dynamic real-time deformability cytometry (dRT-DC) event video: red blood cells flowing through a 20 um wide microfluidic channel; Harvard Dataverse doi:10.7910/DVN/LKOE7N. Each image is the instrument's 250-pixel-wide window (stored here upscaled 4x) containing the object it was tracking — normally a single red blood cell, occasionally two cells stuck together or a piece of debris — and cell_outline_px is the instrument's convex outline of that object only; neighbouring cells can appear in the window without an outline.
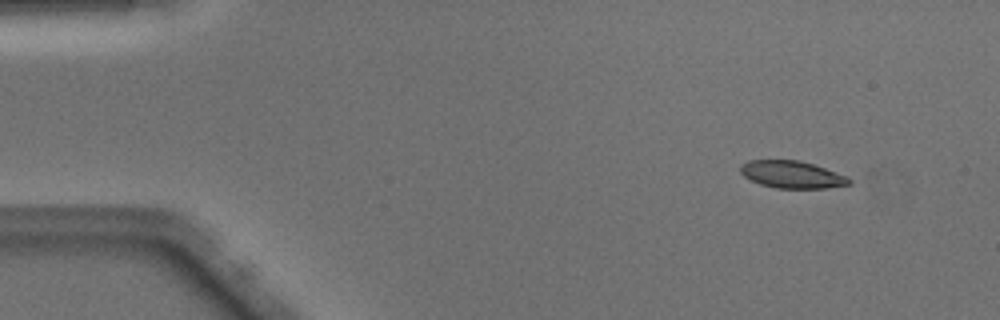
{"species": "Egyptian fruit bat (a non-hibernating species)", "species_latin": "Rousettus aegyptiacus", "temperature_condition": "warm", "stored_images_in_passage": 46, "camera_frame_rate_fps": 3000, "um_per_image_px": 0.085, "animal": {"sex": "male"}, "frame": {"image": 1, "passage_image": 2, "time_ms": 0.333, "image_size_px": [1000, 320], "cell_outline_px": [[852, 184], [824, 188], [776, 188], [760, 184], [744, 176], [740, 172], [740, 164], [748, 160], [800, 160], [848, 176], [852, 180]], "centroid_in_image_um": [67.32, 14.83], "position_along_channel_um": 17.7, "area_um2": 17.28}}
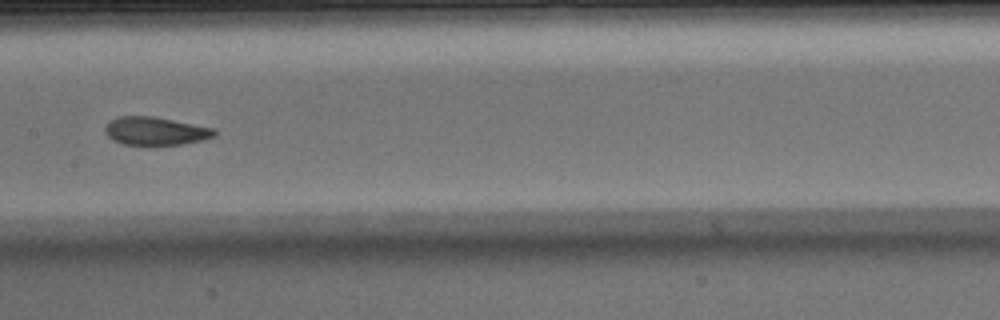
{"frame": {"image": 2, "passage_image": 22, "time_ms": 7.0, "image_size_px": [1000, 320], "cell_outline_px": [[216, 136], [204, 140], [180, 144], [152, 148], [148, 148], [124, 144], [112, 140], [104, 132], [104, 128], [116, 116], [152, 116], [216, 128]], "centroid_in_image_um": [13.22, 11.18], "position_along_channel_um": 194.2, "area_um2": 18.73}}
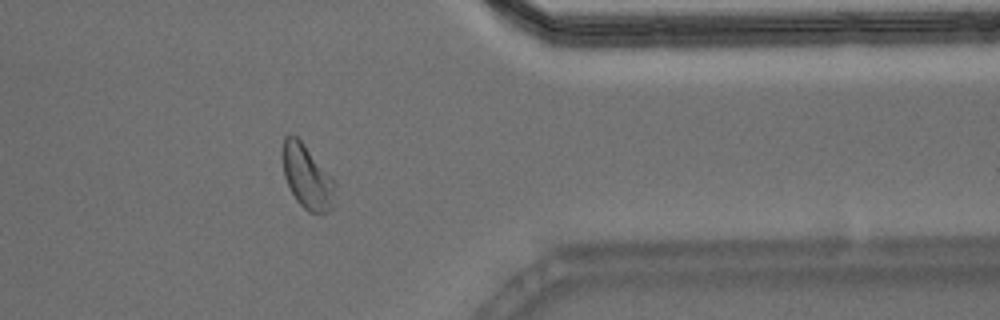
{"frame": {"image": 3, "passage_image": 37, "time_ms": 12.0, "image_size_px": [1000, 320], "cell_outline_px": [[336, 184], [332, 208], [328, 212], [308, 212], [296, 200], [284, 176], [284, 136], [296, 136], [304, 144], [336, 180]], "centroid_in_image_um": [26.16, 15.06], "position_along_channel_um": 385.2, "area_um2": 19.19}, "authors_computed_cell_mechanics": {"area_um2": 18.496, "velocity_mm_per_s": 4.0923, "shape_relaxation_time_tau1_ms": 3.5181, "shape_relaxation_time_tau2_ms": 1.0923, "deformation_change_tau1": 0.1421, "deformation_change_tau2": 0.0725}}